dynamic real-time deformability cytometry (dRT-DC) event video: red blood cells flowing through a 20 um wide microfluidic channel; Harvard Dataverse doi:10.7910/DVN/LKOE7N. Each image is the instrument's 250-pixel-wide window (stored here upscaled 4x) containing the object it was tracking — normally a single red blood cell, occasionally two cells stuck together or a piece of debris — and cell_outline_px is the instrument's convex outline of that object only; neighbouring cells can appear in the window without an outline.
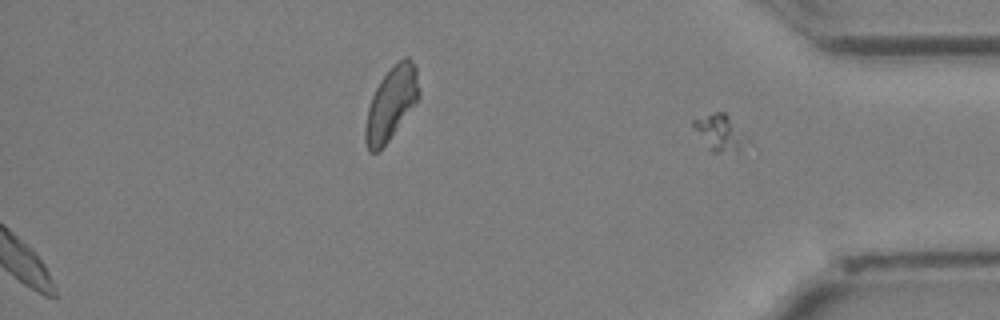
{"species": "Egyptian fruit bat (a non-hibernating species)", "species_latin": "Rousettus aegyptiacus", "temperature_condition": "cold", "stored_images_in_passage": 28, "segment_of_instrument_passage": [2, 2], "camera_frame_rate_fps": 3000, "um_per_image_px": 0.085, "animal": {"sex": "female"}, "frame": {"image": 1, "passage_image": 28, "time_ms": 9.0, "image_size_px": [1000, 320], "cell_outline_px": [[752, 144], [736, 152], [712, 152], [708, 148], [692, 124], [692, 120], [716, 112], [724, 112], [728, 116]], "centroid_in_image_um": [61.24, 11.32], "position_along_channel_um": 374.0, "area_um2": 11.1}}